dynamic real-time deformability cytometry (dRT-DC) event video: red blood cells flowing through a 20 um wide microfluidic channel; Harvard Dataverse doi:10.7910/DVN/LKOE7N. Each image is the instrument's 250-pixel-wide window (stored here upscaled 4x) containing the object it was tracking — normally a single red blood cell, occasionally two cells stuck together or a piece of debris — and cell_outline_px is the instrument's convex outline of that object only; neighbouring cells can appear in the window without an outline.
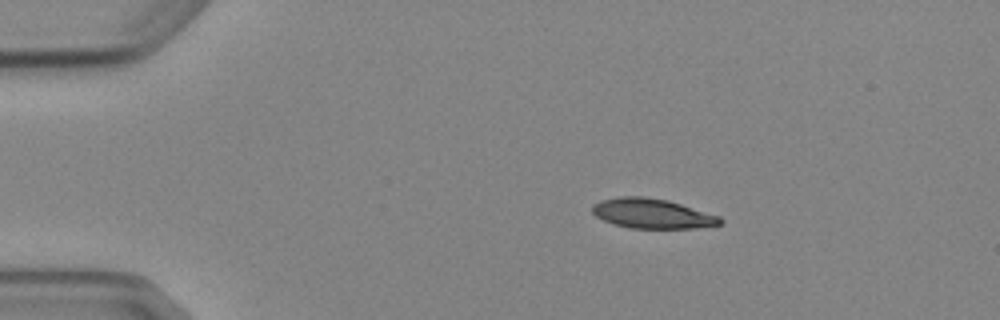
{"species": "Egyptian fruit bat (a non-hibernating species)", "species_latin": "Rousettus aegyptiacus", "temperature_condition": "cold", "stored_images_in_passage": 4, "camera_frame_rate_fps": 3000, "um_per_image_px": 0.085, "animal": {"sex": "female"}, "frame": {"image": 1, "passage_image": 1, "time_ms": 0.0, "image_size_px": [1000, 320], "cell_outline_px": [[724, 220], [720, 224], [696, 228], [632, 228], [612, 224], [596, 216], [592, 212], [592, 204], [600, 200], [620, 196], [644, 196], [668, 200], [720, 216]], "centroid_in_image_um": [55.42, 18.14], "position_along_channel_um": 29.6, "area_um2": 22.25}}
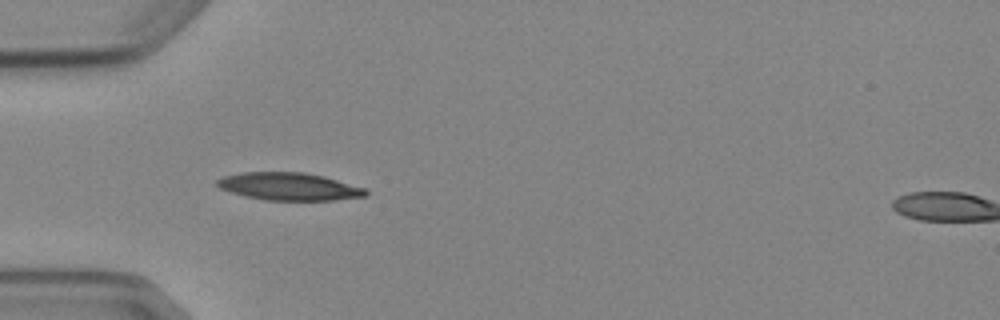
{"frame": {"image": 2, "passage_image": 3, "time_ms": 2.333, "image_size_px": [1000, 320], "cell_outline_px": [[368, 192], [364, 196], [336, 200], [264, 200], [244, 196], [220, 188], [216, 184], [216, 180], [224, 176], [244, 172], [304, 172], [324, 176], [364, 188]], "centroid_in_image_um": [24.55, 15.85], "position_along_channel_um": 60.4, "area_um2": 23.76}}
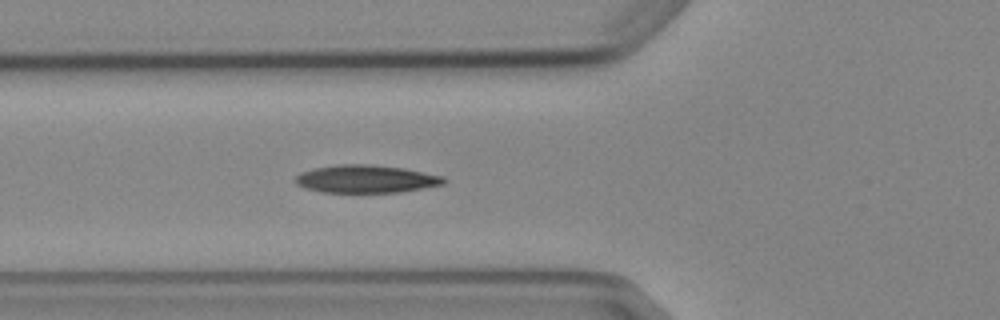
{"frame": {"image": 3, "passage_image": 4, "time_ms": 3.333, "image_size_px": [1000, 320], "cell_outline_px": [[448, 180], [444, 184], [400, 192], [320, 192], [304, 188], [296, 184], [296, 176], [300, 172], [312, 168], [336, 164], [368, 164], [404, 168], [444, 176]], "centroid_in_image_um": [31.1, 15.2], "position_along_channel_um": 94.7, "area_um2": 24.22}}